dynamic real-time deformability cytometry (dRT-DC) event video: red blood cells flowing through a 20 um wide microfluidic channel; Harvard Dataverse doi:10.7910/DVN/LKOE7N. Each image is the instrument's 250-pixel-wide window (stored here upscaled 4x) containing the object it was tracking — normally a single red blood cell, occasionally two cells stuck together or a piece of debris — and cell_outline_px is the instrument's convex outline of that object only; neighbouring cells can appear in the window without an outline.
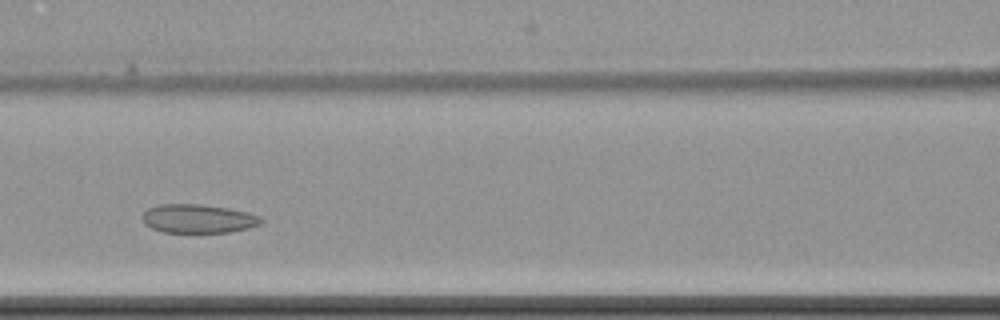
{"species": "common noctule bat (a hibernating species)", "species_latin": "Nyctalus noctula", "temperature_condition": "cold", "stored_images_in_passage": 8, "camera_frame_rate_fps": 3000, "um_per_image_px": 0.085, "animal": {"sex": "female", "body_mass_g": 22.7, "forearm_length_mm": 54.2}, "frame": {"image": 1, "passage_image": 5, "time_ms": 5.0, "image_size_px": [1000, 320], "cell_outline_px": [[264, 220], [260, 224], [248, 228], [228, 232], [164, 232], [152, 228], [144, 224], [144, 212], [148, 208], [160, 204], [200, 204], [228, 208], [248, 212], [260, 216]], "centroid_in_image_um": [16.86, 18.58], "position_along_channel_um": 149.7, "area_um2": 19.77}}
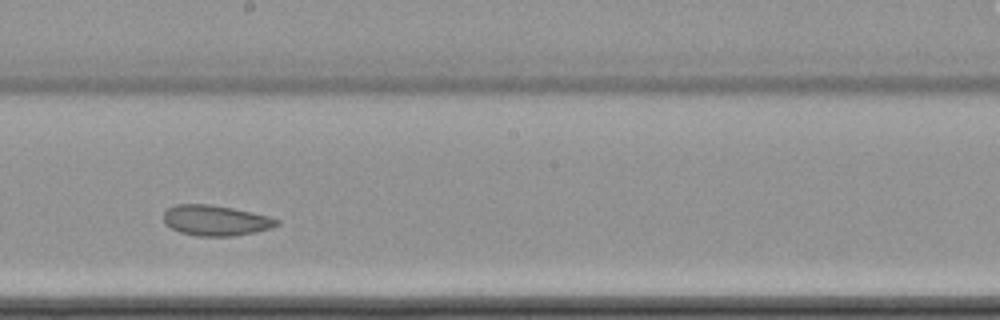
{"frame": {"image": 2, "passage_image": 7, "time_ms": 7.333, "image_size_px": [1000, 320], "cell_outline_px": [[280, 224], [272, 228], [256, 232], [236, 236], [196, 236], [180, 232], [172, 228], [164, 220], [164, 212], [168, 208], [176, 204], [208, 204], [232, 208], [268, 216], [280, 220]], "centroid_in_image_um": [18.36, 18.74], "position_along_channel_um": 229.8, "area_um2": 20.06}}
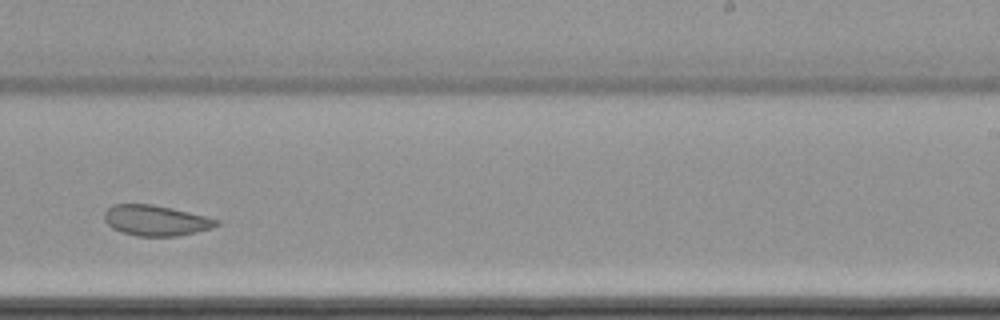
{"frame": {"image": 3, "passage_image": 8, "time_ms": 8.667, "image_size_px": [1000, 320], "cell_outline_px": [[220, 224], [212, 228], [196, 232], [176, 236], [136, 236], [120, 232], [112, 228], [104, 220], [104, 212], [112, 204], [152, 204], [172, 208], [220, 220]], "centroid_in_image_um": [13.22, 18.74], "position_along_channel_um": 275.8, "area_um2": 20.0}}